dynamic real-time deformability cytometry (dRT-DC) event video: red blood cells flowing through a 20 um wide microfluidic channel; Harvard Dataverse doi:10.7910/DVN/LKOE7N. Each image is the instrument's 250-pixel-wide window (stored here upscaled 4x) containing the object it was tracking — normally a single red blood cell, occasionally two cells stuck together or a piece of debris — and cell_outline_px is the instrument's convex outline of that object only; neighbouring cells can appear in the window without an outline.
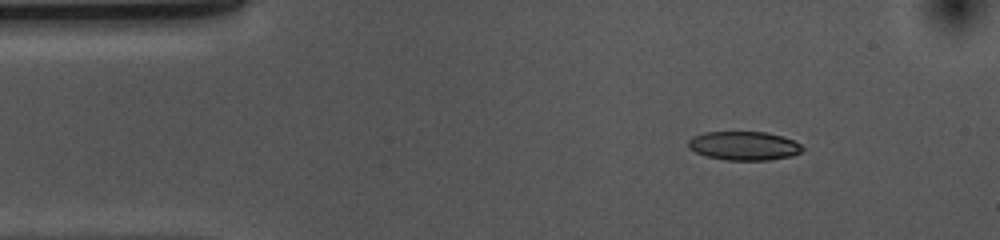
{"species": "common noctule bat (a hibernating species)", "species_latin": "Nyctalus noctula", "temperature_condition": "cold", "stored_images_in_passage": 47, "camera_frame_rate_fps": 3000, "um_per_image_px": 0.085, "animal": {"sex": "female", "body_mass_g": 10.0, "forearm_length_mm": 53.1}, "frame": {"image": 1, "passage_image": 1, "time_ms": 0.0, "image_size_px": [1000, 240], "cell_outline_px": [[804, 148], [800, 152], [792, 156], [768, 160], [724, 160], [708, 156], [696, 152], [688, 148], [688, 140], [692, 136], [704, 132], [768, 132], [784, 136], [800, 144]], "centroid_in_image_um": [63.23, 12.38], "position_along_channel_um": 21.8, "area_um2": 19.25}}
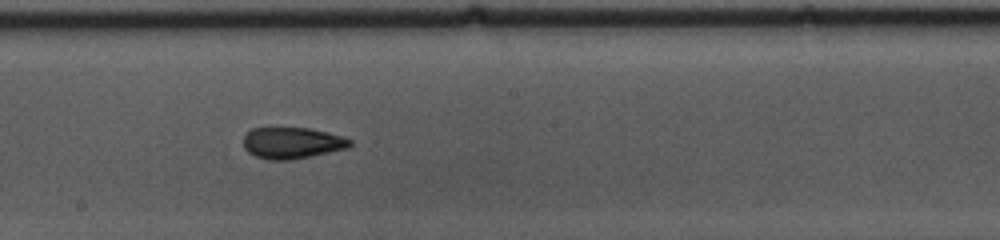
{"frame": {"image": 2, "passage_image": 22, "time_ms": 7.0, "image_size_px": [1000, 240], "cell_outline_px": [[352, 144], [348, 148], [312, 156], [288, 160], [268, 160], [256, 156], [248, 152], [244, 148], [244, 136], [252, 128], [308, 128], [328, 132], [344, 136], [352, 140]], "centroid_in_image_um": [24.86, 12.15], "position_along_channel_um": 223.3, "area_um2": 19.54}}
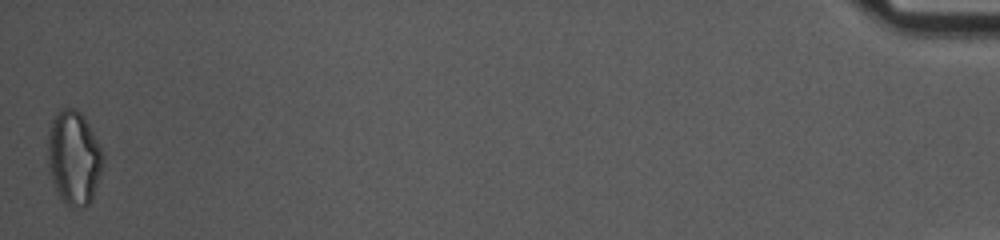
{"frame": {"image": 3, "passage_image": 47, "time_ms": 15.333, "image_size_px": [1000, 240], "cell_outline_px": [[104, 160], [100, 176], [92, 200], [84, 208], [72, 208], [60, 200], [56, 192], [48, 172], [48, 132], [52, 120], [56, 112], [64, 108], [76, 108], [84, 116], [104, 152]], "centroid_in_image_um": [6.28, 13.44], "position_along_channel_um": 428.9, "area_um2": 30.87}, "authors_computed_cell_mechanics": {"area_um2": 20.0566, "velocity_mm_per_s": 3.6857, "shape_relaxation_time_tau1_ms": 7.3261, "shape_relaxation_time_tau2_ms": 4.1921, "deformation_change_tau1": 0.1646, "deformation_change_tau2": 0.1148}}